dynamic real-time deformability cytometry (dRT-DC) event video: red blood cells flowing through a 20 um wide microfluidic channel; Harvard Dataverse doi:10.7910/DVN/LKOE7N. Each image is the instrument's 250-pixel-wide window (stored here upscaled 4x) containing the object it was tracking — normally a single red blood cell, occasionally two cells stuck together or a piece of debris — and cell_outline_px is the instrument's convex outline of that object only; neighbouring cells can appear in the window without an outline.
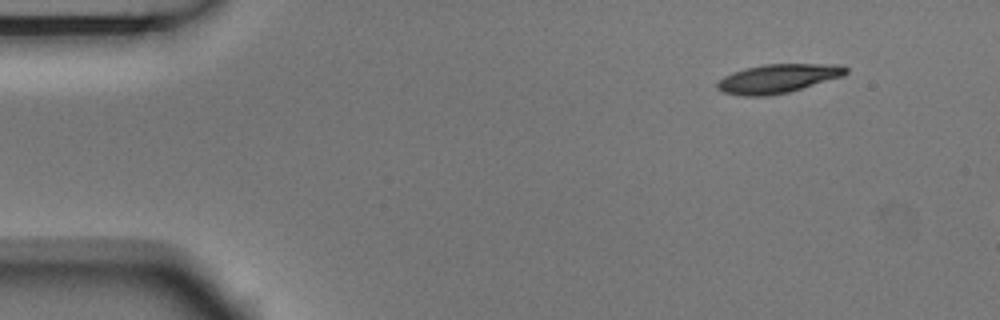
{"species": "Egyptian fruit bat (a non-hibernating species)", "species_latin": "Rousettus aegyptiacus", "temperature_condition": "room temperature", "stored_images_in_passage": 4, "camera_frame_rate_fps": 3000, "um_per_image_px": 0.085, "animal": {"sex": "male"}, "frame": {"image": 1, "passage_image": 1, "time_ms": 0.0, "image_size_px": [1000, 320], "cell_outline_px": [[848, 72], [844, 76], [788, 92], [768, 96], [744, 96], [720, 92], [716, 88], [716, 84], [724, 76], [732, 72], [764, 64], [840, 64], [848, 68]], "centroid_in_image_um": [66.13, 6.68], "position_along_channel_um": 18.9, "area_um2": 21.68}}